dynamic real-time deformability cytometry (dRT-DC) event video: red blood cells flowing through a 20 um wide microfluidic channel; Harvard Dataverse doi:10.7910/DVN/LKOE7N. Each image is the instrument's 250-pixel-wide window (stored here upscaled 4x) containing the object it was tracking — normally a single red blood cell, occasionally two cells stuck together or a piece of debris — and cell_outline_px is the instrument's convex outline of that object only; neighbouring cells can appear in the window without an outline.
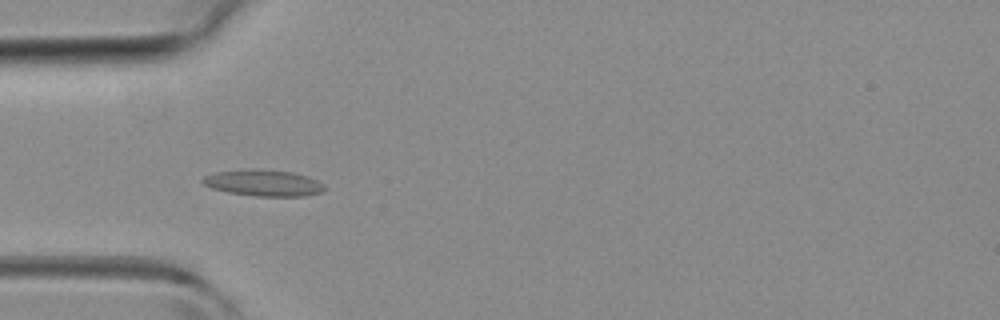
{"species": "common noctule bat (a hibernating species)", "species_latin": "Nyctalus noctula", "temperature_condition": "room temperature", "stored_images_in_passage": 44, "camera_frame_rate_fps": 3000, "um_per_image_px": 0.085, "animal": {"sex": "female", "body_mass_g": 19.3, "forearm_length_mm": 54.1}, "frame": {"image": 1, "passage_image": 13, "time_ms": 4.0, "image_size_px": [1000, 320], "cell_outline_px": [[328, 188], [324, 192], [304, 196], [256, 196], [228, 192], [212, 188], [204, 184], [200, 180], [204, 176], [212, 172], [244, 168], [252, 168], [292, 172], [308, 176], [324, 184]], "centroid_in_image_um": [22.4, 15.53], "position_along_channel_um": 62.6, "area_um2": 19.07}}
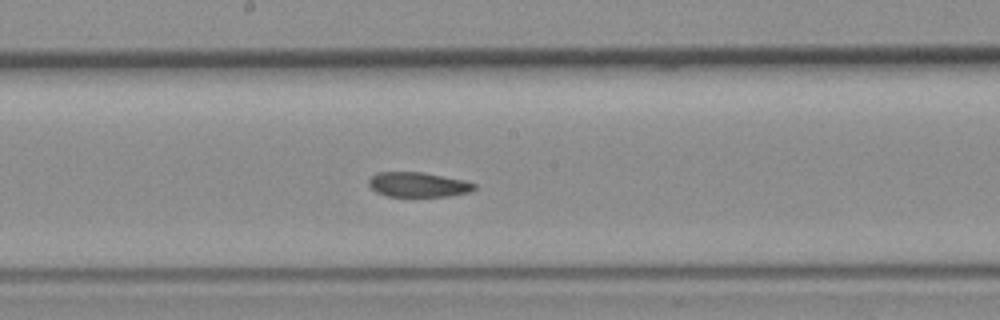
{"frame": {"image": 2, "passage_image": 23, "time_ms": 7.333, "image_size_px": [1000, 320], "cell_outline_px": [[476, 188], [472, 192], [448, 196], [388, 196], [376, 192], [368, 184], [368, 180], [376, 172], [424, 172], [464, 180], [476, 184]], "centroid_in_image_um": [35.56, 15.69], "position_along_channel_um": 212.6, "area_um2": 15.32}}
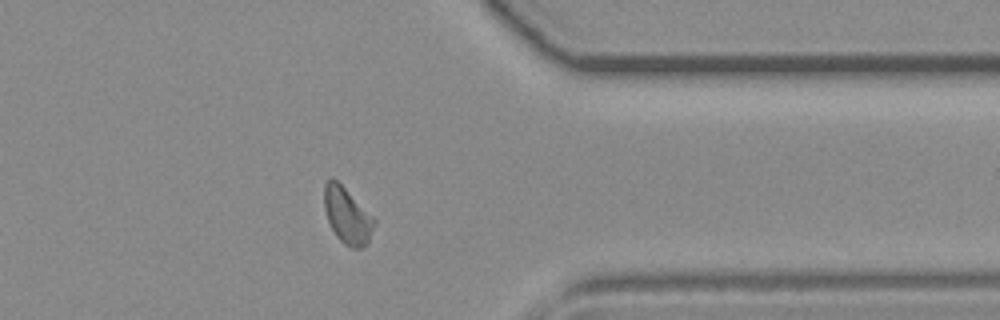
{"frame": {"image": 3, "passage_image": 35, "time_ms": 11.333, "image_size_px": [1000, 320], "cell_outline_px": [[376, 224], [368, 240], [360, 248], [352, 248], [344, 244], [336, 236], [328, 220], [324, 208], [324, 184], [332, 176], [376, 220]], "centroid_in_image_um": [29.49, 18.33], "position_along_channel_um": 381.9, "area_um2": 15.95}}